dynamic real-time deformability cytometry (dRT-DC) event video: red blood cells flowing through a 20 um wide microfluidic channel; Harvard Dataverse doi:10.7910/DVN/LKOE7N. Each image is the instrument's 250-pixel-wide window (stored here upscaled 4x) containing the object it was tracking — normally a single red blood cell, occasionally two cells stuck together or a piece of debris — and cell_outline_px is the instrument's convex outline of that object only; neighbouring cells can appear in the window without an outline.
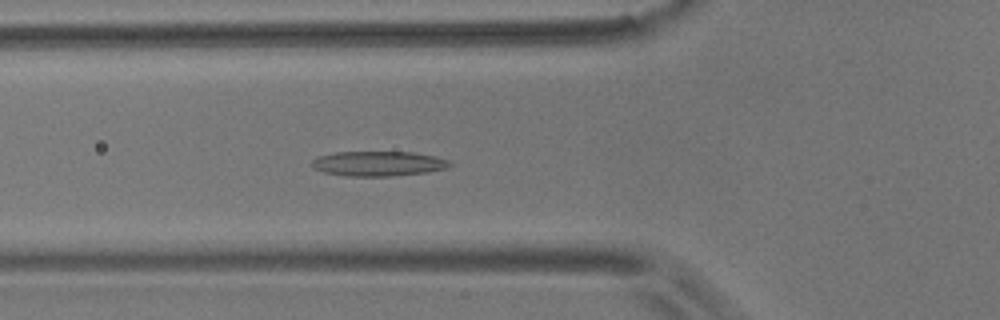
{"species": "common noctule bat (a hibernating species)", "species_latin": "Nyctalus noctula", "temperature_condition": "room temperature", "stored_images_in_passage": 54, "camera_frame_rate_fps": 3000, "um_per_image_px": 0.085, "animal": {"sex": "male", "body_mass_g": 17.9}, "frame": {"image": 1, "passage_image": 18, "time_ms": 5.667, "image_size_px": [1000, 320], "cell_outline_px": [[452, 164], [448, 168], [428, 172], [392, 176], [348, 176], [324, 172], [312, 168], [312, 160], [316, 156], [336, 152], [412, 152], [436, 156], [448, 160]], "centroid_in_image_um": [32.16, 13.9], "position_along_channel_um": 93.6, "area_um2": 20.11}}
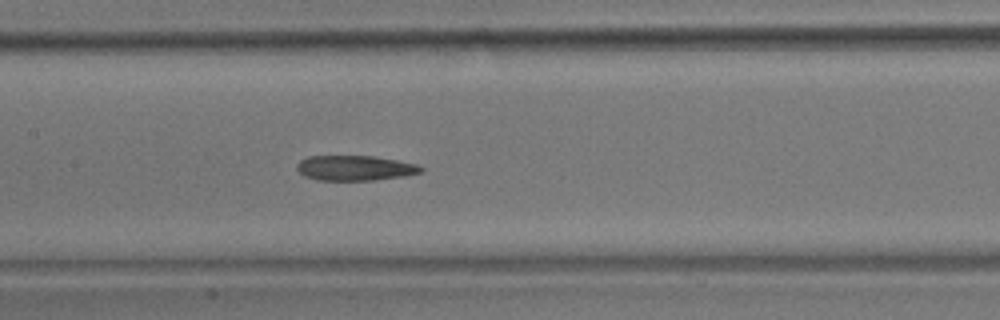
{"frame": {"image": 2, "passage_image": 25, "time_ms": 8.0, "image_size_px": [1000, 320], "cell_outline_px": [[424, 172], [404, 176], [376, 180], [316, 180], [304, 176], [296, 168], [296, 164], [300, 160], [308, 156], [372, 156], [396, 160], [416, 164], [424, 168]], "centroid_in_image_um": [30.17, 14.28], "position_along_channel_um": 177.2, "area_um2": 18.21}}
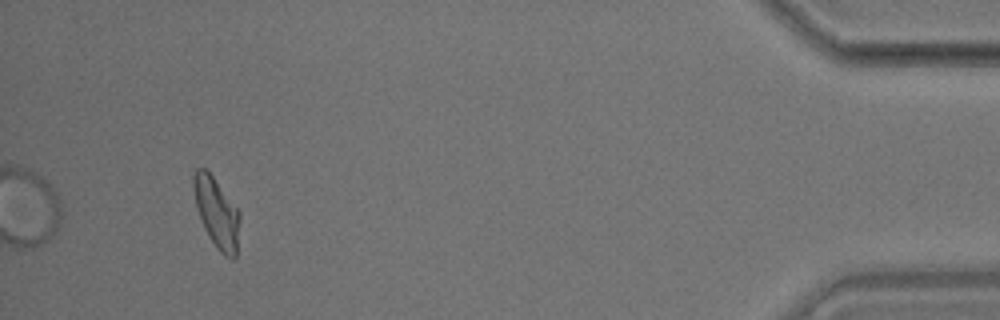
{"frame": {"image": 3, "passage_image": 51, "time_ms": 16.667, "image_size_px": [1000, 320], "cell_outline_px": [[240, 220], [236, 256], [232, 260], [224, 256], [216, 248], [208, 236], [200, 220], [196, 208], [192, 188], [192, 176], [196, 168], [204, 168], [212, 176], [240, 212]], "centroid_in_image_um": [18.39, 18.1], "position_along_channel_um": 416.8, "area_um2": 19.02}, "authors_computed_cell_mechanics": {"area_um2": 19.1896, "velocity_mm_per_s": 3.5595, "shape_relaxation_time_tau1_ms": null, "shape_relaxation_time_tau2_ms": 3.1017, "deformation_change_tau1": null, "deformation_change_tau2": 0.114}}